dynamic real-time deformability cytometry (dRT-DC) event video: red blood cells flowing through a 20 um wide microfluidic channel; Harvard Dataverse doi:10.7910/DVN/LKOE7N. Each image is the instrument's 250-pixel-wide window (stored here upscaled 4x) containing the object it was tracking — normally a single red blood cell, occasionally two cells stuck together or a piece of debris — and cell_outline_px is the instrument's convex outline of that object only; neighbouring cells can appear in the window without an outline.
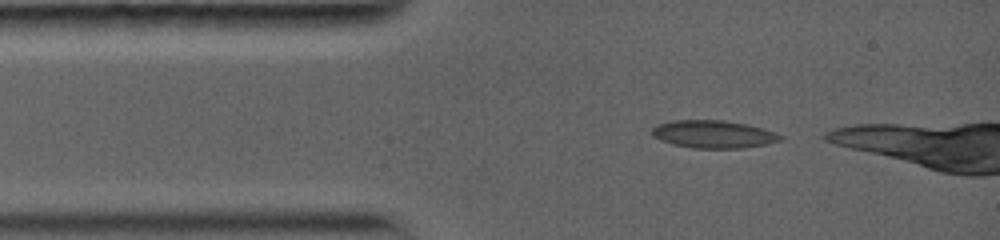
{"species": "common noctule bat (a hibernating species)", "species_latin": "Nyctalus noctula", "temperature_condition": "warm", "stored_images_in_passage": 6, "camera_frame_rate_fps": 5000, "um_per_image_px": 0.085, "animal": {"sex": "female", "body_mass_g": 19.0, "forearm_length_mm": 56.7}, "frame": {"image": 1, "passage_image": 1, "time_ms": 0.0, "image_size_px": [1000, 240], "cell_outline_px": [[784, 136], [780, 140], [764, 144], [740, 148], [692, 148], [672, 144], [660, 140], [652, 136], [652, 128], [656, 124], [672, 120], [724, 120], [744, 124], [776, 132]], "centroid_in_image_um": [60.58, 11.4], "position_along_channel_um": 24.4, "area_um2": 20.63}}
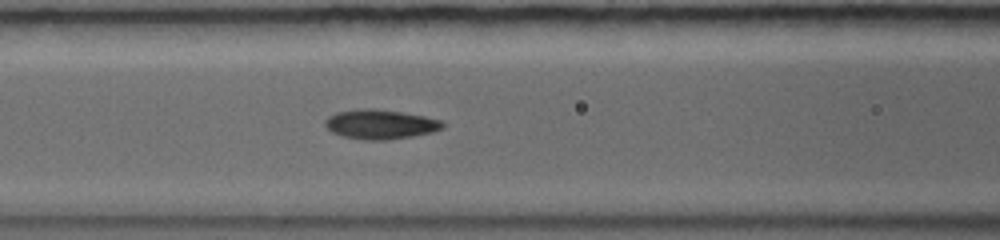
{"frame": {"image": 2, "passage_image": 5, "time_ms": 3.4, "image_size_px": [1000, 240], "cell_outline_px": [[444, 128], [432, 132], [412, 136], [388, 140], [364, 140], [344, 136], [332, 132], [324, 124], [324, 120], [328, 116], [336, 112], [360, 108], [376, 108], [424, 116], [440, 120], [444, 124]], "centroid_in_image_um": [32.31, 10.56], "position_along_channel_um": 134.3, "area_um2": 20.23}}